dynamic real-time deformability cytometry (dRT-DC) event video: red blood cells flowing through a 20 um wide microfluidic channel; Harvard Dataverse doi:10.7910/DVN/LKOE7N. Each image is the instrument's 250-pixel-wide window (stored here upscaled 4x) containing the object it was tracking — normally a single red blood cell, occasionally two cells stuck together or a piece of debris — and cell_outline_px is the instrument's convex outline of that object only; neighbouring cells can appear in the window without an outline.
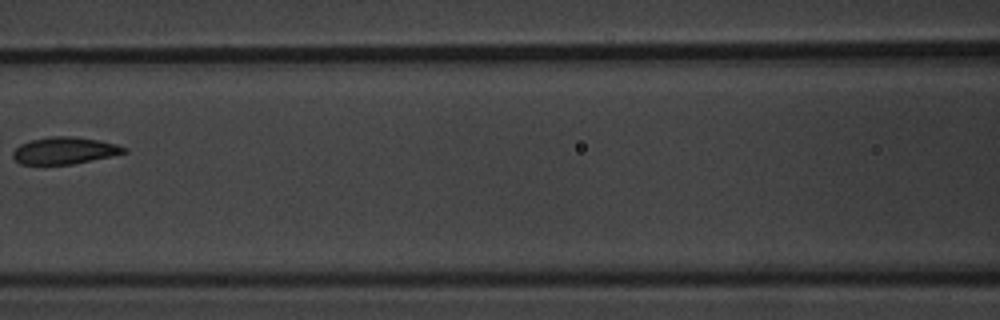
{"species": "common noctule bat (a hibernating species)", "species_latin": "Nyctalus noctula", "temperature_condition": "warm", "stored_images_in_passage": 6, "camera_frame_rate_fps": 3000, "um_per_image_px": 0.085, "animal": {"sex": "male", "body_mass_g": 20.1, "forearm_length_mm": 53.5}, "frame": {"image": 1, "passage_image": 5, "time_ms": 5.667, "image_size_px": [1000, 320], "cell_outline_px": [[128, 152], [112, 156], [72, 164], [20, 164], [12, 156], [12, 152], [20, 144], [28, 140], [48, 136], [72, 136], [100, 140], [116, 144], [128, 148]], "centroid_in_image_um": [5.49, 12.78], "position_along_channel_um": 161.1, "area_um2": 17.63}}
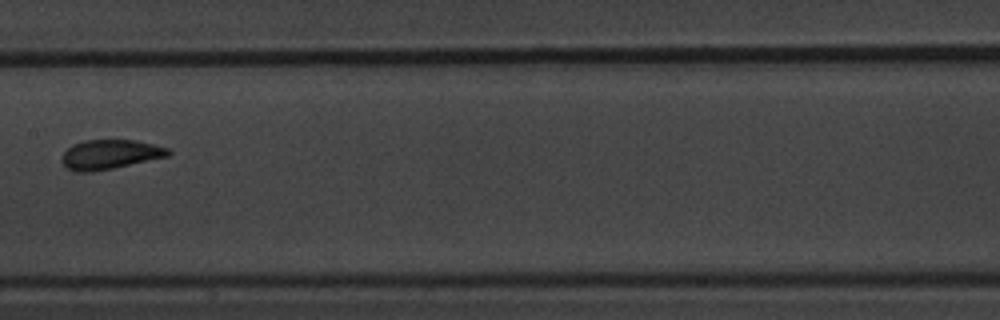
{"frame": {"image": 2, "passage_image": 6, "time_ms": 6.667, "image_size_px": [1000, 320], "cell_outline_px": [[172, 152], [168, 156], [112, 168], [92, 172], [76, 172], [68, 168], [60, 160], [60, 156], [72, 144], [84, 140], [136, 140], [168, 148]], "centroid_in_image_um": [9.31, 13.12], "position_along_channel_um": 198.1, "area_um2": 18.21}}